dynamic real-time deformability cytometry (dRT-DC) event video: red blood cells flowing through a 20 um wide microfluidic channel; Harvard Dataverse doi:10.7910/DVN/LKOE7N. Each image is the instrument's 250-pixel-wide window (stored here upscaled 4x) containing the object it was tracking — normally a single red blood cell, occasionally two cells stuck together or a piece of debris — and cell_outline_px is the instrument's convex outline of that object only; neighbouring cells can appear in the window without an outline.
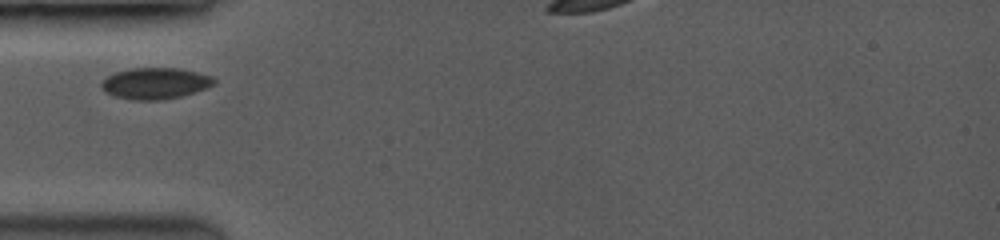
{"species": "common noctule bat (a hibernating species)", "species_latin": "Nyctalus noctula", "temperature_condition": "room temperature", "stored_images_in_passage": 30, "camera_frame_rate_fps": 3500, "um_per_image_px": 0.085, "animal": {"sex": "female", "body_mass_g": 19.0, "forearm_length_mm": 53.3}, "frame": {"image": 1, "passage_image": 1, "time_ms": 0.0, "image_size_px": [1000, 240], "cell_outline_px": [[216, 80], [212, 84], [204, 88], [180, 96], [156, 100], [136, 100], [116, 96], [108, 92], [100, 84], [108, 76], [116, 72], [132, 68], [180, 68], [212, 76]], "centroid_in_image_um": [13.2, 7.07], "position_along_channel_um": 71.8, "area_um2": 19.94}}
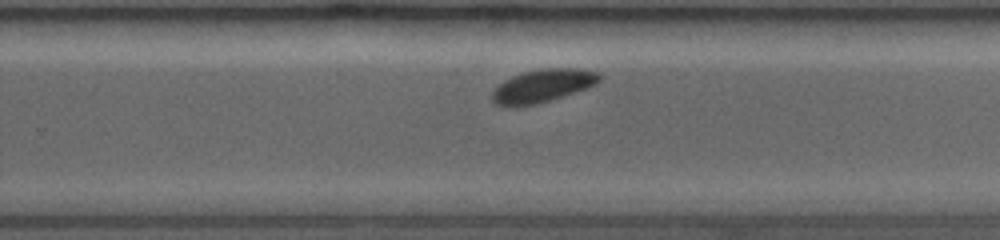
{"frame": {"image": 2, "passage_image": 20, "time_ms": 5.429, "image_size_px": [1000, 240], "cell_outline_px": [[600, 80], [596, 84], [548, 100], [532, 104], [496, 104], [492, 100], [492, 92], [504, 80], [512, 76], [524, 72], [548, 68], [576, 68], [600, 72]], "centroid_in_image_um": [46.16, 7.24], "position_along_channel_um": 283.6, "area_um2": 19.65}}
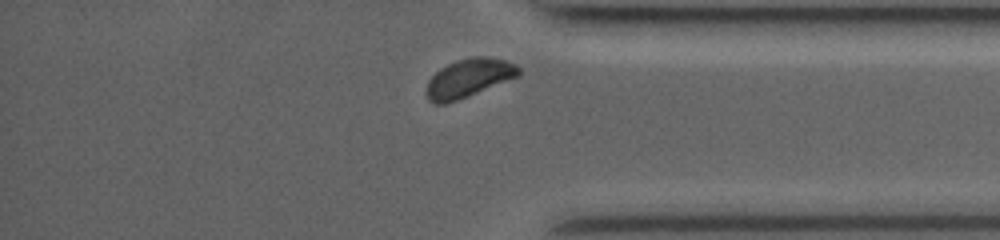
{"frame": {"image": 3, "passage_image": 28, "time_ms": 8.286, "image_size_px": [1000, 240], "cell_outline_px": [[520, 72], [516, 76], [468, 96], [444, 104], [432, 104], [428, 100], [424, 92], [428, 80], [440, 68], [448, 64], [460, 60], [480, 56], [484, 56], [504, 60], [516, 64], [520, 68]], "centroid_in_image_um": [39.77, 6.66], "position_along_channel_um": 395.4, "area_um2": 20.29}}